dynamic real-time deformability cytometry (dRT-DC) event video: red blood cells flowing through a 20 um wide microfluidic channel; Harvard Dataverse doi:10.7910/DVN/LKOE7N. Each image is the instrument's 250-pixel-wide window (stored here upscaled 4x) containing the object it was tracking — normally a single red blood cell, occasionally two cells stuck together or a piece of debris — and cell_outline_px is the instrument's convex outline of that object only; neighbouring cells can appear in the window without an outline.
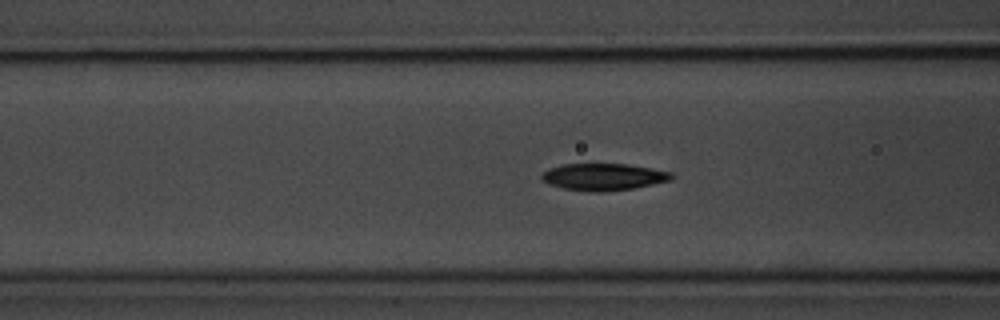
{"species": "common noctule bat (a hibernating species)", "species_latin": "Nyctalus noctula", "temperature_condition": "room temperature", "stored_images_in_passage": 40, "segment_of_instrument_passage": [1, 2], "camera_frame_rate_fps": 3000, "um_per_image_px": 0.085, "animal": {"sex": "male", "body_mass_g": 20.1, "forearm_length_mm": 53.5}, "frame": {"image": 1, "passage_image": 5, "time_ms": 1.333, "image_size_px": [1000, 320], "cell_outline_px": [[672, 180], [632, 188], [600, 192], [588, 192], [564, 188], [548, 184], [540, 180], [540, 176], [548, 168], [560, 164], [628, 164], [672, 172]], "centroid_in_image_um": [51.24, 15.03], "position_along_channel_um": 115.4, "area_um2": 20.4}}
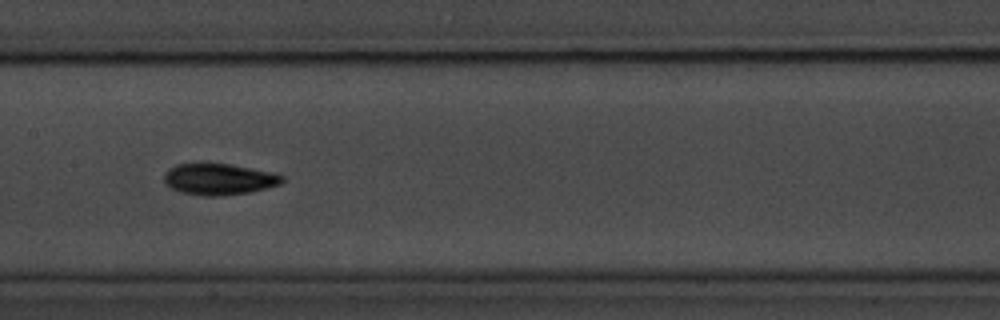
{"frame": {"image": 2, "passage_image": 11, "time_ms": 3.333, "image_size_px": [1000, 320], "cell_outline_px": [[284, 180], [280, 184], [248, 192], [224, 196], [204, 196], [180, 192], [164, 184], [164, 176], [176, 164], [200, 160], [232, 164], [272, 172], [284, 176]], "centroid_in_image_um": [18.57, 15.19], "position_along_channel_um": 188.8, "area_um2": 22.14}}
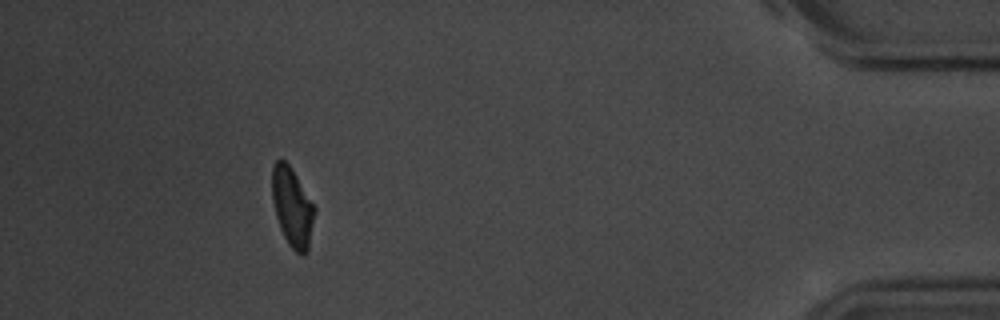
{"frame": {"image": 3, "passage_image": 34, "time_ms": 11.0, "image_size_px": [1000, 320], "cell_outline_px": [[316, 212], [308, 252], [304, 256], [300, 256], [288, 244], [280, 228], [276, 216], [272, 200], [272, 164], [280, 156], [288, 164], [296, 176], [316, 208]], "centroid_in_image_um": [24.85, 17.63], "position_along_channel_um": 410.4, "area_um2": 19.83}}